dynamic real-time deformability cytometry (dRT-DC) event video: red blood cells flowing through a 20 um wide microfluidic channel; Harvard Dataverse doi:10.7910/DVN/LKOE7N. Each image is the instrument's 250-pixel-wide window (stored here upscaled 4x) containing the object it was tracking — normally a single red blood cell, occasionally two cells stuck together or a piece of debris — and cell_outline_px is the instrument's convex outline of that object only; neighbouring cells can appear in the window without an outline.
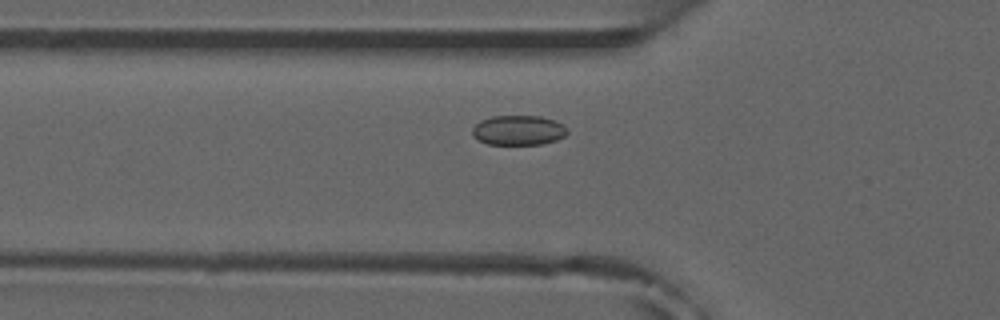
{"species": "common noctule bat (a hibernating species)", "species_latin": "Nyctalus noctula", "temperature_condition": "room temperature", "stored_images_in_passage": 48, "camera_frame_rate_fps": 3000, "um_per_image_px": 0.085, "animal": {"sex": "male", "forearm_length_mm": 52.5}, "frame": {"image": 1, "passage_image": 14, "time_ms": 4.333, "image_size_px": [1000, 320], "cell_outline_px": [[568, 132], [564, 136], [556, 140], [540, 144], [488, 144], [472, 136], [472, 128], [480, 120], [492, 116], [540, 116], [556, 120], [564, 124], [568, 128]], "centroid_in_image_um": [44.09, 11.06], "position_along_channel_um": 81.7, "area_um2": 16.59}}